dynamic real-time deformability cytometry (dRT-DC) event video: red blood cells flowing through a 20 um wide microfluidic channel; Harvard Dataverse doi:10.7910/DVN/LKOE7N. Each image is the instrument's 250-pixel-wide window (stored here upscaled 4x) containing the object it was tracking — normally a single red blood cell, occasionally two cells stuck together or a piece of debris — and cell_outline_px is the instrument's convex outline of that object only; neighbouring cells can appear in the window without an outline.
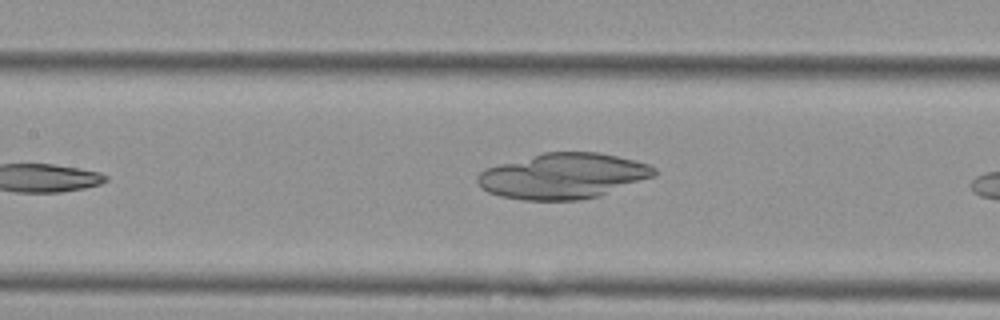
{"species": "Egyptian fruit bat (a non-hibernating species)", "species_latin": "Rousettus aegyptiacus", "temperature_condition": "cold", "stored_images_in_passage": 8, "segment_of_instrument_passage": [1, 2], "camera_frame_rate_fps": 3000, "um_per_image_px": 0.085, "animal": {"sex": "female"}, "frame": {"image": 1, "passage_image": 7, "time_ms": 2.0, "image_size_px": [1000, 320], "cell_outline_px": [[660, 172], [656, 176], [600, 196], [580, 200], [524, 200], [500, 196], [488, 192], [480, 188], [476, 180], [476, 176], [484, 168], [544, 152], [596, 152], [636, 160], [648, 164], [656, 168]], "centroid_in_image_um": [47.88, 14.96], "position_along_channel_um": 159.5, "area_um2": 47.22}}